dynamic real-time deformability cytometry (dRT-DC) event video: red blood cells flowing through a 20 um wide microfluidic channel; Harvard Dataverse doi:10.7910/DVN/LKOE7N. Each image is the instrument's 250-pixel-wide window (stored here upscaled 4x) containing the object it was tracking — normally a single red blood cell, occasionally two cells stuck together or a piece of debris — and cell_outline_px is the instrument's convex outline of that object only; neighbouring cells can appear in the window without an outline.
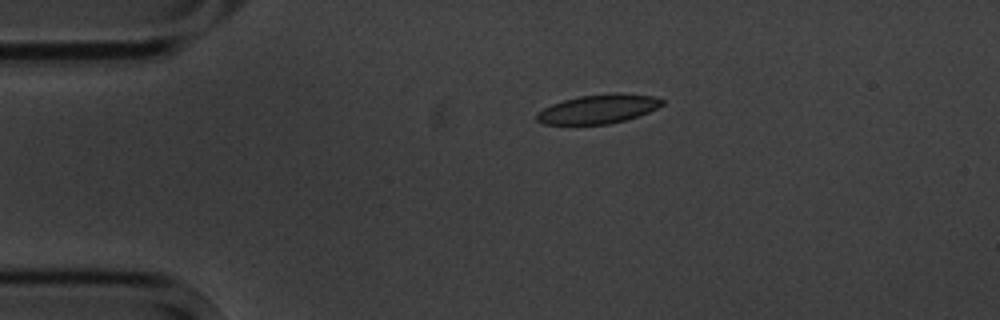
{"species": "common noctule bat (a hibernating species)", "species_latin": "Nyctalus noctula", "temperature_condition": "cold", "stored_images_in_passage": 2, "camera_frame_rate_fps": 3000, "um_per_image_px": 0.085, "animal": {"sex": "male", "body_mass_g": 20.1, "forearm_length_mm": 53.5}, "frame": {"image": 1, "passage_image": 1, "time_ms": 0.0, "image_size_px": [1000, 320], "cell_outline_px": [[664, 104], [648, 112], [624, 120], [608, 124], [544, 124], [536, 120], [536, 112], [552, 104], [564, 100], [580, 96], [612, 92], [620, 92], [652, 96], [664, 100]], "centroid_in_image_um": [50.85, 9.25], "position_along_channel_um": 34.2, "area_um2": 21.15}}